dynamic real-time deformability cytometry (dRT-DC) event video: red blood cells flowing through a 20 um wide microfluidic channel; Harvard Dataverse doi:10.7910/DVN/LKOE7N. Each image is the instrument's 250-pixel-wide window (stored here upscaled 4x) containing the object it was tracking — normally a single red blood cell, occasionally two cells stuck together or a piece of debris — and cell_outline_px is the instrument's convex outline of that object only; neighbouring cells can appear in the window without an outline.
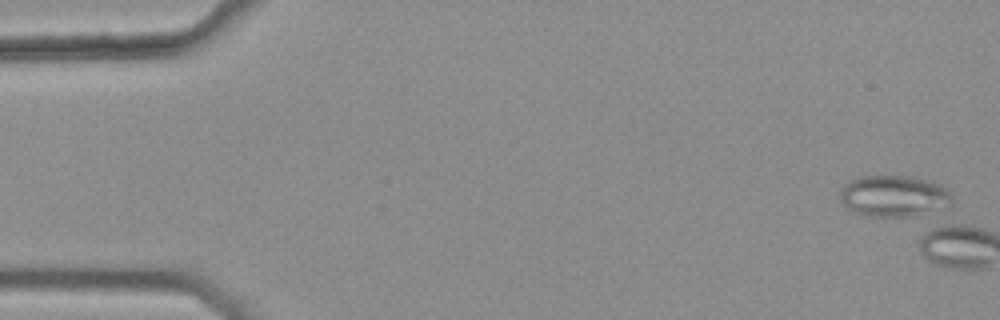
{"species": "common noctule bat (a hibernating species)", "species_latin": "Nyctalus noctula", "temperature_condition": "warm", "stored_images_in_passage": 3, "camera_frame_rate_fps": 3000, "um_per_image_px": 0.085, "animal": {"sex": "female", "body_mass_g": 25.1}, "frame": {"image": 1, "passage_image": 2, "time_ms": 0.333, "image_size_px": [1000, 320], "cell_outline_px": [[952, 204], [912, 216], [868, 216], [856, 212], [848, 208], [840, 200], [840, 188], [844, 184], [860, 176], [912, 176], [932, 180], [940, 184], [952, 196]], "centroid_in_image_um": [75.96, 16.64], "position_along_channel_um": 9.0, "area_um2": 26.82}}